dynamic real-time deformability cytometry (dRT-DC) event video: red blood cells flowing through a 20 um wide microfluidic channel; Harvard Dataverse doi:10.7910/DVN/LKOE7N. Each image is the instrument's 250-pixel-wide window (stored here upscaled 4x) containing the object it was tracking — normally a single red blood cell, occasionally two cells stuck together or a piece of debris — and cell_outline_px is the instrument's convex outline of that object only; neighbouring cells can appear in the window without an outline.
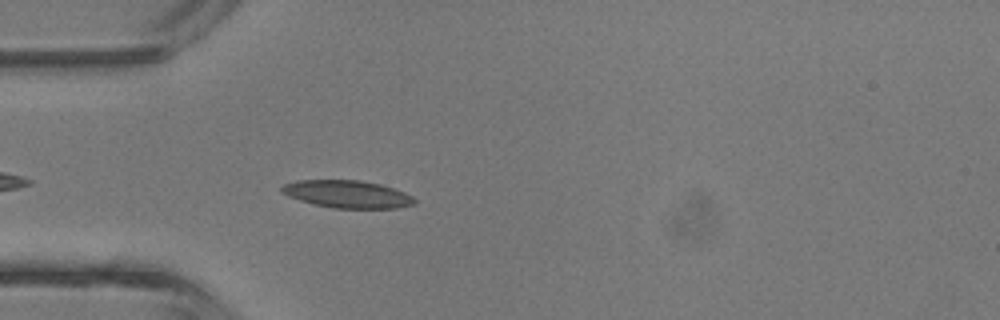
{"species": "common noctule bat (a hibernating species)", "species_latin": "Nyctalus noctula", "temperature_condition": "room temperature", "stored_images_in_passage": 4, "camera_frame_rate_fps": 3000, "um_per_image_px": 0.085, "animal": {"sex": "male", "body_mass_g": 13.3}, "frame": {"image": 1, "passage_image": 4, "time_ms": 3.333, "image_size_px": [1000, 320], "cell_outline_px": [[416, 204], [396, 208], [332, 208], [312, 204], [288, 196], [280, 192], [280, 188], [284, 184], [296, 180], [360, 180], [380, 184], [404, 192], [412, 196], [416, 200]], "centroid_in_image_um": [29.5, 16.5], "position_along_channel_um": 55.5, "area_um2": 21.39}}